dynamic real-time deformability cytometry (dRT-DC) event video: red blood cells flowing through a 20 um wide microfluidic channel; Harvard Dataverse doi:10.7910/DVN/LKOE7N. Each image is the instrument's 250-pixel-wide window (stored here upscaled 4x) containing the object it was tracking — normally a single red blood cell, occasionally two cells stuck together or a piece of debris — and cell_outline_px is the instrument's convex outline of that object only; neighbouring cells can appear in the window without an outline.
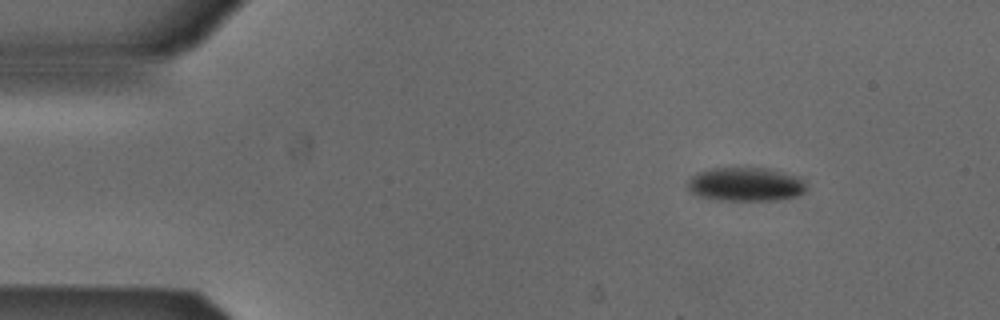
{"species": "Egyptian fruit bat (a non-hibernating species)", "species_latin": "Rousettus aegyptiacus", "temperature_condition": "cold", "stored_images_in_passage": 3, "camera_frame_rate_fps": 3000, "um_per_image_px": 0.085, "animal": {"sex": "male"}, "frame": {"image": 1, "passage_image": 3, "time_ms": 0.667, "image_size_px": [1000, 320], "cell_outline_px": [[804, 192], [796, 196], [780, 200], [716, 200], [696, 196], [684, 184], [696, 172], [712, 168], [768, 168], [796, 176], [804, 184]], "centroid_in_image_um": [63.29, 15.67], "position_along_channel_um": 21.7, "area_um2": 23.41}}